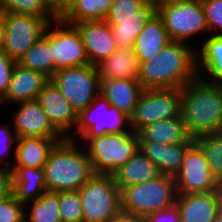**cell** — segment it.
I'll return each instance as SVG.
<instances>
[{
  "instance_id": "4316f807",
  "label": "cell",
  "mask_w": 222,
  "mask_h": 222,
  "mask_svg": "<svg viewBox=\"0 0 222 222\" xmlns=\"http://www.w3.org/2000/svg\"><path fill=\"white\" fill-rule=\"evenodd\" d=\"M157 13L154 5L144 4L135 17L117 19V24L111 26L116 47L134 49L137 36L145 27L146 22Z\"/></svg>"
},
{
  "instance_id": "7dc6e473",
  "label": "cell",
  "mask_w": 222,
  "mask_h": 222,
  "mask_svg": "<svg viewBox=\"0 0 222 222\" xmlns=\"http://www.w3.org/2000/svg\"><path fill=\"white\" fill-rule=\"evenodd\" d=\"M217 191L220 197V209L222 211V180L218 182Z\"/></svg>"
},
{
  "instance_id": "9a60e30c",
  "label": "cell",
  "mask_w": 222,
  "mask_h": 222,
  "mask_svg": "<svg viewBox=\"0 0 222 222\" xmlns=\"http://www.w3.org/2000/svg\"><path fill=\"white\" fill-rule=\"evenodd\" d=\"M36 101L43 108L51 124L64 137H69V131L77 126L78 114L51 79L38 93Z\"/></svg>"
},
{
  "instance_id": "7a4b0ae2",
  "label": "cell",
  "mask_w": 222,
  "mask_h": 222,
  "mask_svg": "<svg viewBox=\"0 0 222 222\" xmlns=\"http://www.w3.org/2000/svg\"><path fill=\"white\" fill-rule=\"evenodd\" d=\"M180 116L192 139L222 131V85L197 77L181 88Z\"/></svg>"
},
{
  "instance_id": "2e32d148",
  "label": "cell",
  "mask_w": 222,
  "mask_h": 222,
  "mask_svg": "<svg viewBox=\"0 0 222 222\" xmlns=\"http://www.w3.org/2000/svg\"><path fill=\"white\" fill-rule=\"evenodd\" d=\"M73 25L81 36L91 65H98L116 50L111 26L105 20L82 21Z\"/></svg>"
},
{
  "instance_id": "3957f363",
  "label": "cell",
  "mask_w": 222,
  "mask_h": 222,
  "mask_svg": "<svg viewBox=\"0 0 222 222\" xmlns=\"http://www.w3.org/2000/svg\"><path fill=\"white\" fill-rule=\"evenodd\" d=\"M77 147L76 140L65 137L50 151L43 167L48 192L78 190L94 175L85 145Z\"/></svg>"
},
{
  "instance_id": "f6af8a7d",
  "label": "cell",
  "mask_w": 222,
  "mask_h": 222,
  "mask_svg": "<svg viewBox=\"0 0 222 222\" xmlns=\"http://www.w3.org/2000/svg\"><path fill=\"white\" fill-rule=\"evenodd\" d=\"M4 21H3V12L0 11V50H2L4 42Z\"/></svg>"
},
{
  "instance_id": "d6986e66",
  "label": "cell",
  "mask_w": 222,
  "mask_h": 222,
  "mask_svg": "<svg viewBox=\"0 0 222 222\" xmlns=\"http://www.w3.org/2000/svg\"><path fill=\"white\" fill-rule=\"evenodd\" d=\"M143 90L138 80H100V94L129 119L133 116L134 108Z\"/></svg>"
},
{
  "instance_id": "5b68a950",
  "label": "cell",
  "mask_w": 222,
  "mask_h": 222,
  "mask_svg": "<svg viewBox=\"0 0 222 222\" xmlns=\"http://www.w3.org/2000/svg\"><path fill=\"white\" fill-rule=\"evenodd\" d=\"M177 196L174 177L161 174L152 181L125 187L121 191V209L145 217L173 206Z\"/></svg>"
},
{
  "instance_id": "b9f144b4",
  "label": "cell",
  "mask_w": 222,
  "mask_h": 222,
  "mask_svg": "<svg viewBox=\"0 0 222 222\" xmlns=\"http://www.w3.org/2000/svg\"><path fill=\"white\" fill-rule=\"evenodd\" d=\"M110 222H146L145 218L134 213H129L124 210H120Z\"/></svg>"
},
{
  "instance_id": "ffe728a7",
  "label": "cell",
  "mask_w": 222,
  "mask_h": 222,
  "mask_svg": "<svg viewBox=\"0 0 222 222\" xmlns=\"http://www.w3.org/2000/svg\"><path fill=\"white\" fill-rule=\"evenodd\" d=\"M12 194L25 205L48 192L43 168L12 166ZM27 204V205H26Z\"/></svg>"
},
{
  "instance_id": "7bdbcfd3",
  "label": "cell",
  "mask_w": 222,
  "mask_h": 222,
  "mask_svg": "<svg viewBox=\"0 0 222 222\" xmlns=\"http://www.w3.org/2000/svg\"><path fill=\"white\" fill-rule=\"evenodd\" d=\"M77 0H60V18L71 8Z\"/></svg>"
},
{
  "instance_id": "d6a6232c",
  "label": "cell",
  "mask_w": 222,
  "mask_h": 222,
  "mask_svg": "<svg viewBox=\"0 0 222 222\" xmlns=\"http://www.w3.org/2000/svg\"><path fill=\"white\" fill-rule=\"evenodd\" d=\"M0 11L33 15L42 19L58 18L46 0H0Z\"/></svg>"
},
{
  "instance_id": "603a6c76",
  "label": "cell",
  "mask_w": 222,
  "mask_h": 222,
  "mask_svg": "<svg viewBox=\"0 0 222 222\" xmlns=\"http://www.w3.org/2000/svg\"><path fill=\"white\" fill-rule=\"evenodd\" d=\"M170 42L163 20L156 13L137 36L133 50L141 63L154 58Z\"/></svg>"
},
{
  "instance_id": "836d02e7",
  "label": "cell",
  "mask_w": 222,
  "mask_h": 222,
  "mask_svg": "<svg viewBox=\"0 0 222 222\" xmlns=\"http://www.w3.org/2000/svg\"><path fill=\"white\" fill-rule=\"evenodd\" d=\"M58 207L62 222H83L82 203L78 190L59 192Z\"/></svg>"
},
{
  "instance_id": "4fadbf2b",
  "label": "cell",
  "mask_w": 222,
  "mask_h": 222,
  "mask_svg": "<svg viewBox=\"0 0 222 222\" xmlns=\"http://www.w3.org/2000/svg\"><path fill=\"white\" fill-rule=\"evenodd\" d=\"M51 49L55 72L62 68L90 64L77 28L61 18L51 22Z\"/></svg>"
},
{
  "instance_id": "ac0fdd59",
  "label": "cell",
  "mask_w": 222,
  "mask_h": 222,
  "mask_svg": "<svg viewBox=\"0 0 222 222\" xmlns=\"http://www.w3.org/2000/svg\"><path fill=\"white\" fill-rule=\"evenodd\" d=\"M49 80L44 74L23 68L16 63L8 89L1 97L2 104L36 100L38 93Z\"/></svg>"
},
{
  "instance_id": "60d3db41",
  "label": "cell",
  "mask_w": 222,
  "mask_h": 222,
  "mask_svg": "<svg viewBox=\"0 0 222 222\" xmlns=\"http://www.w3.org/2000/svg\"><path fill=\"white\" fill-rule=\"evenodd\" d=\"M2 167H0V198L12 193V170L8 166L5 167V165Z\"/></svg>"
},
{
  "instance_id": "e0dca14e",
  "label": "cell",
  "mask_w": 222,
  "mask_h": 222,
  "mask_svg": "<svg viewBox=\"0 0 222 222\" xmlns=\"http://www.w3.org/2000/svg\"><path fill=\"white\" fill-rule=\"evenodd\" d=\"M175 204L179 209L181 222H213L221 210L218 191L178 194Z\"/></svg>"
},
{
  "instance_id": "f35d334b",
  "label": "cell",
  "mask_w": 222,
  "mask_h": 222,
  "mask_svg": "<svg viewBox=\"0 0 222 222\" xmlns=\"http://www.w3.org/2000/svg\"><path fill=\"white\" fill-rule=\"evenodd\" d=\"M144 218L146 222H181L180 212L176 204L149 213Z\"/></svg>"
},
{
  "instance_id": "f1b7e54d",
  "label": "cell",
  "mask_w": 222,
  "mask_h": 222,
  "mask_svg": "<svg viewBox=\"0 0 222 222\" xmlns=\"http://www.w3.org/2000/svg\"><path fill=\"white\" fill-rule=\"evenodd\" d=\"M207 38H205L203 46L201 45V49H199L201 52L197 49L198 77L208 83L222 85V36L208 35ZM203 68L206 71L205 75L202 73ZM203 75L211 78H205Z\"/></svg>"
},
{
  "instance_id": "7402d4cb",
  "label": "cell",
  "mask_w": 222,
  "mask_h": 222,
  "mask_svg": "<svg viewBox=\"0 0 222 222\" xmlns=\"http://www.w3.org/2000/svg\"><path fill=\"white\" fill-rule=\"evenodd\" d=\"M62 139H50L42 137H22L17 138V146L13 151L14 161L6 162V166H26L33 168H43L50 151L58 141ZM10 164V165H9Z\"/></svg>"
},
{
  "instance_id": "ee69618b",
  "label": "cell",
  "mask_w": 222,
  "mask_h": 222,
  "mask_svg": "<svg viewBox=\"0 0 222 222\" xmlns=\"http://www.w3.org/2000/svg\"><path fill=\"white\" fill-rule=\"evenodd\" d=\"M53 8L55 15L60 18V0H46Z\"/></svg>"
},
{
  "instance_id": "ba28073f",
  "label": "cell",
  "mask_w": 222,
  "mask_h": 222,
  "mask_svg": "<svg viewBox=\"0 0 222 222\" xmlns=\"http://www.w3.org/2000/svg\"><path fill=\"white\" fill-rule=\"evenodd\" d=\"M130 130V119L99 94L86 109L78 114L74 135L71 133L68 138L74 140L77 135H80V138H94Z\"/></svg>"
},
{
  "instance_id": "4dcf8cb0",
  "label": "cell",
  "mask_w": 222,
  "mask_h": 222,
  "mask_svg": "<svg viewBox=\"0 0 222 222\" xmlns=\"http://www.w3.org/2000/svg\"><path fill=\"white\" fill-rule=\"evenodd\" d=\"M25 222H62L59 211V192H46L28 203ZM28 216V217H27Z\"/></svg>"
},
{
  "instance_id": "83f0119b",
  "label": "cell",
  "mask_w": 222,
  "mask_h": 222,
  "mask_svg": "<svg viewBox=\"0 0 222 222\" xmlns=\"http://www.w3.org/2000/svg\"><path fill=\"white\" fill-rule=\"evenodd\" d=\"M51 49V22L44 34L17 62L21 67L35 70L44 74L49 79L55 74V62Z\"/></svg>"
},
{
  "instance_id": "8fae6325",
  "label": "cell",
  "mask_w": 222,
  "mask_h": 222,
  "mask_svg": "<svg viewBox=\"0 0 222 222\" xmlns=\"http://www.w3.org/2000/svg\"><path fill=\"white\" fill-rule=\"evenodd\" d=\"M56 19H42L33 15L3 12L4 42L2 51L18 62L44 34L48 23Z\"/></svg>"
},
{
  "instance_id": "9c48e42d",
  "label": "cell",
  "mask_w": 222,
  "mask_h": 222,
  "mask_svg": "<svg viewBox=\"0 0 222 222\" xmlns=\"http://www.w3.org/2000/svg\"><path fill=\"white\" fill-rule=\"evenodd\" d=\"M51 80L77 114L86 109L100 94V77L95 65L59 69Z\"/></svg>"
},
{
  "instance_id": "e575fe53",
  "label": "cell",
  "mask_w": 222,
  "mask_h": 222,
  "mask_svg": "<svg viewBox=\"0 0 222 222\" xmlns=\"http://www.w3.org/2000/svg\"><path fill=\"white\" fill-rule=\"evenodd\" d=\"M143 5L138 0H114L104 20L108 24H117V19L135 17V14Z\"/></svg>"
},
{
  "instance_id": "484cf974",
  "label": "cell",
  "mask_w": 222,
  "mask_h": 222,
  "mask_svg": "<svg viewBox=\"0 0 222 222\" xmlns=\"http://www.w3.org/2000/svg\"><path fill=\"white\" fill-rule=\"evenodd\" d=\"M160 175L156 165L140 150L113 174L120 191L127 186L152 181Z\"/></svg>"
},
{
  "instance_id": "8d00e7d4",
  "label": "cell",
  "mask_w": 222,
  "mask_h": 222,
  "mask_svg": "<svg viewBox=\"0 0 222 222\" xmlns=\"http://www.w3.org/2000/svg\"><path fill=\"white\" fill-rule=\"evenodd\" d=\"M204 9L209 32L222 36V0H200ZM216 32V34H214Z\"/></svg>"
},
{
  "instance_id": "c3c4849f",
  "label": "cell",
  "mask_w": 222,
  "mask_h": 222,
  "mask_svg": "<svg viewBox=\"0 0 222 222\" xmlns=\"http://www.w3.org/2000/svg\"><path fill=\"white\" fill-rule=\"evenodd\" d=\"M213 222H222V211L220 210L219 213L215 216Z\"/></svg>"
},
{
  "instance_id": "44dd1931",
  "label": "cell",
  "mask_w": 222,
  "mask_h": 222,
  "mask_svg": "<svg viewBox=\"0 0 222 222\" xmlns=\"http://www.w3.org/2000/svg\"><path fill=\"white\" fill-rule=\"evenodd\" d=\"M192 144L165 145L154 142H139V150L156 165L160 174L174 177L181 167L186 150Z\"/></svg>"
},
{
  "instance_id": "bcb514c9",
  "label": "cell",
  "mask_w": 222,
  "mask_h": 222,
  "mask_svg": "<svg viewBox=\"0 0 222 222\" xmlns=\"http://www.w3.org/2000/svg\"><path fill=\"white\" fill-rule=\"evenodd\" d=\"M138 1H141L143 4L154 5L156 8L161 2V0H138Z\"/></svg>"
},
{
  "instance_id": "1f68e13d",
  "label": "cell",
  "mask_w": 222,
  "mask_h": 222,
  "mask_svg": "<svg viewBox=\"0 0 222 222\" xmlns=\"http://www.w3.org/2000/svg\"><path fill=\"white\" fill-rule=\"evenodd\" d=\"M194 142L204 152L214 178L222 180V131L218 133L199 136Z\"/></svg>"
},
{
  "instance_id": "6da1fadb",
  "label": "cell",
  "mask_w": 222,
  "mask_h": 222,
  "mask_svg": "<svg viewBox=\"0 0 222 222\" xmlns=\"http://www.w3.org/2000/svg\"><path fill=\"white\" fill-rule=\"evenodd\" d=\"M171 41L154 58L140 63L138 81L144 90L182 88L198 77L197 50Z\"/></svg>"
},
{
  "instance_id": "f546056e",
  "label": "cell",
  "mask_w": 222,
  "mask_h": 222,
  "mask_svg": "<svg viewBox=\"0 0 222 222\" xmlns=\"http://www.w3.org/2000/svg\"><path fill=\"white\" fill-rule=\"evenodd\" d=\"M114 0H77L61 17L69 24L104 20Z\"/></svg>"
},
{
  "instance_id": "5bb4252c",
  "label": "cell",
  "mask_w": 222,
  "mask_h": 222,
  "mask_svg": "<svg viewBox=\"0 0 222 222\" xmlns=\"http://www.w3.org/2000/svg\"><path fill=\"white\" fill-rule=\"evenodd\" d=\"M17 104L19 105V107L15 110L16 112L12 115V127L16 132L18 138H65L51 124L43 108L36 100L20 102Z\"/></svg>"
},
{
  "instance_id": "d4e9b609",
  "label": "cell",
  "mask_w": 222,
  "mask_h": 222,
  "mask_svg": "<svg viewBox=\"0 0 222 222\" xmlns=\"http://www.w3.org/2000/svg\"><path fill=\"white\" fill-rule=\"evenodd\" d=\"M100 80H138L140 63L133 49L116 48L113 54L96 65Z\"/></svg>"
},
{
  "instance_id": "74e56055",
  "label": "cell",
  "mask_w": 222,
  "mask_h": 222,
  "mask_svg": "<svg viewBox=\"0 0 222 222\" xmlns=\"http://www.w3.org/2000/svg\"><path fill=\"white\" fill-rule=\"evenodd\" d=\"M16 61L9 58L2 50H0V97H2L9 86L13 68Z\"/></svg>"
},
{
  "instance_id": "8992f818",
  "label": "cell",
  "mask_w": 222,
  "mask_h": 222,
  "mask_svg": "<svg viewBox=\"0 0 222 222\" xmlns=\"http://www.w3.org/2000/svg\"><path fill=\"white\" fill-rule=\"evenodd\" d=\"M78 192L83 222H110L121 210V191L113 175L94 174Z\"/></svg>"
},
{
  "instance_id": "d590c367",
  "label": "cell",
  "mask_w": 222,
  "mask_h": 222,
  "mask_svg": "<svg viewBox=\"0 0 222 222\" xmlns=\"http://www.w3.org/2000/svg\"><path fill=\"white\" fill-rule=\"evenodd\" d=\"M24 207L12 193L0 198V222H25Z\"/></svg>"
},
{
  "instance_id": "277c9868",
  "label": "cell",
  "mask_w": 222,
  "mask_h": 222,
  "mask_svg": "<svg viewBox=\"0 0 222 222\" xmlns=\"http://www.w3.org/2000/svg\"><path fill=\"white\" fill-rule=\"evenodd\" d=\"M80 139L87 147L94 174L113 175L139 150V135L132 129L124 133Z\"/></svg>"
},
{
  "instance_id": "30bf717a",
  "label": "cell",
  "mask_w": 222,
  "mask_h": 222,
  "mask_svg": "<svg viewBox=\"0 0 222 222\" xmlns=\"http://www.w3.org/2000/svg\"><path fill=\"white\" fill-rule=\"evenodd\" d=\"M181 89H146L141 93L130 119L131 129L138 133L145 126L167 118L181 117Z\"/></svg>"
},
{
  "instance_id": "ab89813d",
  "label": "cell",
  "mask_w": 222,
  "mask_h": 222,
  "mask_svg": "<svg viewBox=\"0 0 222 222\" xmlns=\"http://www.w3.org/2000/svg\"><path fill=\"white\" fill-rule=\"evenodd\" d=\"M0 125V164L5 161L4 158L11 154V146H13L15 143H17V135L16 132L13 130L11 131L13 127H10L8 125ZM8 126V127H7ZM2 160V161H1Z\"/></svg>"
},
{
  "instance_id": "cb8c5ba5",
  "label": "cell",
  "mask_w": 222,
  "mask_h": 222,
  "mask_svg": "<svg viewBox=\"0 0 222 222\" xmlns=\"http://www.w3.org/2000/svg\"><path fill=\"white\" fill-rule=\"evenodd\" d=\"M139 142L161 144L194 143L181 117L167 118L145 126L139 132Z\"/></svg>"
},
{
  "instance_id": "7c38bea8",
  "label": "cell",
  "mask_w": 222,
  "mask_h": 222,
  "mask_svg": "<svg viewBox=\"0 0 222 222\" xmlns=\"http://www.w3.org/2000/svg\"><path fill=\"white\" fill-rule=\"evenodd\" d=\"M174 181L178 194L217 191L218 181L211 172L204 152L195 142L186 150Z\"/></svg>"
},
{
  "instance_id": "52a82bcc",
  "label": "cell",
  "mask_w": 222,
  "mask_h": 222,
  "mask_svg": "<svg viewBox=\"0 0 222 222\" xmlns=\"http://www.w3.org/2000/svg\"><path fill=\"white\" fill-rule=\"evenodd\" d=\"M157 14L171 41L187 43L191 37L209 31L200 0H161Z\"/></svg>"
}]
</instances>
